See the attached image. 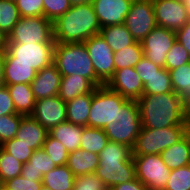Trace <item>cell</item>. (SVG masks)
<instances>
[{
	"mask_svg": "<svg viewBox=\"0 0 190 190\" xmlns=\"http://www.w3.org/2000/svg\"><path fill=\"white\" fill-rule=\"evenodd\" d=\"M142 128L160 129L187 126L184 119L183 98L175 92L142 95L137 100Z\"/></svg>",
	"mask_w": 190,
	"mask_h": 190,
	"instance_id": "6da1fadb",
	"label": "cell"
},
{
	"mask_svg": "<svg viewBox=\"0 0 190 190\" xmlns=\"http://www.w3.org/2000/svg\"><path fill=\"white\" fill-rule=\"evenodd\" d=\"M101 26L92 4L74 5L53 22V38L58 43H83L100 34Z\"/></svg>",
	"mask_w": 190,
	"mask_h": 190,
	"instance_id": "7a4b0ae2",
	"label": "cell"
},
{
	"mask_svg": "<svg viewBox=\"0 0 190 190\" xmlns=\"http://www.w3.org/2000/svg\"><path fill=\"white\" fill-rule=\"evenodd\" d=\"M99 165L95 175L102 180L107 190L136 179L133 150L127 145L109 141L98 154Z\"/></svg>",
	"mask_w": 190,
	"mask_h": 190,
	"instance_id": "3957f363",
	"label": "cell"
},
{
	"mask_svg": "<svg viewBox=\"0 0 190 190\" xmlns=\"http://www.w3.org/2000/svg\"><path fill=\"white\" fill-rule=\"evenodd\" d=\"M61 76L77 75L89 79L96 87L104 84L96 77L84 43H55L54 60Z\"/></svg>",
	"mask_w": 190,
	"mask_h": 190,
	"instance_id": "277c9868",
	"label": "cell"
},
{
	"mask_svg": "<svg viewBox=\"0 0 190 190\" xmlns=\"http://www.w3.org/2000/svg\"><path fill=\"white\" fill-rule=\"evenodd\" d=\"M142 128L140 111L136 100H126L115 110L109 123L103 128L109 141L134 148Z\"/></svg>",
	"mask_w": 190,
	"mask_h": 190,
	"instance_id": "5b68a950",
	"label": "cell"
},
{
	"mask_svg": "<svg viewBox=\"0 0 190 190\" xmlns=\"http://www.w3.org/2000/svg\"><path fill=\"white\" fill-rule=\"evenodd\" d=\"M54 38L48 43L7 44L4 63H24L37 72L50 66L54 60Z\"/></svg>",
	"mask_w": 190,
	"mask_h": 190,
	"instance_id": "8992f818",
	"label": "cell"
},
{
	"mask_svg": "<svg viewBox=\"0 0 190 190\" xmlns=\"http://www.w3.org/2000/svg\"><path fill=\"white\" fill-rule=\"evenodd\" d=\"M186 128L187 126H170L160 129L141 128L132 149L133 155L162 153L185 136Z\"/></svg>",
	"mask_w": 190,
	"mask_h": 190,
	"instance_id": "52a82bcc",
	"label": "cell"
},
{
	"mask_svg": "<svg viewBox=\"0 0 190 190\" xmlns=\"http://www.w3.org/2000/svg\"><path fill=\"white\" fill-rule=\"evenodd\" d=\"M53 22L44 16L21 17L7 36V44L48 43Z\"/></svg>",
	"mask_w": 190,
	"mask_h": 190,
	"instance_id": "ba28073f",
	"label": "cell"
},
{
	"mask_svg": "<svg viewBox=\"0 0 190 190\" xmlns=\"http://www.w3.org/2000/svg\"><path fill=\"white\" fill-rule=\"evenodd\" d=\"M127 99L110 90L106 85L93 91L92 103L88 116V127L103 129L110 122L117 108Z\"/></svg>",
	"mask_w": 190,
	"mask_h": 190,
	"instance_id": "9c48e42d",
	"label": "cell"
},
{
	"mask_svg": "<svg viewBox=\"0 0 190 190\" xmlns=\"http://www.w3.org/2000/svg\"><path fill=\"white\" fill-rule=\"evenodd\" d=\"M136 178L147 190H165L171 170L160 154L133 155Z\"/></svg>",
	"mask_w": 190,
	"mask_h": 190,
	"instance_id": "30bf717a",
	"label": "cell"
},
{
	"mask_svg": "<svg viewBox=\"0 0 190 190\" xmlns=\"http://www.w3.org/2000/svg\"><path fill=\"white\" fill-rule=\"evenodd\" d=\"M124 25L135 41L141 42L157 26L152 0H133Z\"/></svg>",
	"mask_w": 190,
	"mask_h": 190,
	"instance_id": "8fae6325",
	"label": "cell"
},
{
	"mask_svg": "<svg viewBox=\"0 0 190 190\" xmlns=\"http://www.w3.org/2000/svg\"><path fill=\"white\" fill-rule=\"evenodd\" d=\"M83 43L92 60L96 77L106 85L115 72L113 50L101 34H96Z\"/></svg>",
	"mask_w": 190,
	"mask_h": 190,
	"instance_id": "7c38bea8",
	"label": "cell"
},
{
	"mask_svg": "<svg viewBox=\"0 0 190 190\" xmlns=\"http://www.w3.org/2000/svg\"><path fill=\"white\" fill-rule=\"evenodd\" d=\"M176 40V32L156 26L140 43L144 57L165 68L168 51Z\"/></svg>",
	"mask_w": 190,
	"mask_h": 190,
	"instance_id": "4fadbf2b",
	"label": "cell"
},
{
	"mask_svg": "<svg viewBox=\"0 0 190 190\" xmlns=\"http://www.w3.org/2000/svg\"><path fill=\"white\" fill-rule=\"evenodd\" d=\"M152 2L158 27L176 32L190 20L181 0H152Z\"/></svg>",
	"mask_w": 190,
	"mask_h": 190,
	"instance_id": "5bb4252c",
	"label": "cell"
},
{
	"mask_svg": "<svg viewBox=\"0 0 190 190\" xmlns=\"http://www.w3.org/2000/svg\"><path fill=\"white\" fill-rule=\"evenodd\" d=\"M30 116L49 131L56 125L67 121L66 102L58 95L36 100Z\"/></svg>",
	"mask_w": 190,
	"mask_h": 190,
	"instance_id": "9a60e30c",
	"label": "cell"
},
{
	"mask_svg": "<svg viewBox=\"0 0 190 190\" xmlns=\"http://www.w3.org/2000/svg\"><path fill=\"white\" fill-rule=\"evenodd\" d=\"M106 86L128 100H138L143 95V83L135 68L115 70Z\"/></svg>",
	"mask_w": 190,
	"mask_h": 190,
	"instance_id": "2e32d148",
	"label": "cell"
},
{
	"mask_svg": "<svg viewBox=\"0 0 190 190\" xmlns=\"http://www.w3.org/2000/svg\"><path fill=\"white\" fill-rule=\"evenodd\" d=\"M133 0H93L92 5L102 27L124 24Z\"/></svg>",
	"mask_w": 190,
	"mask_h": 190,
	"instance_id": "e0dca14e",
	"label": "cell"
},
{
	"mask_svg": "<svg viewBox=\"0 0 190 190\" xmlns=\"http://www.w3.org/2000/svg\"><path fill=\"white\" fill-rule=\"evenodd\" d=\"M61 79L62 76L54 63L38 71L30 83L35 100L58 95Z\"/></svg>",
	"mask_w": 190,
	"mask_h": 190,
	"instance_id": "ac0fdd59",
	"label": "cell"
},
{
	"mask_svg": "<svg viewBox=\"0 0 190 190\" xmlns=\"http://www.w3.org/2000/svg\"><path fill=\"white\" fill-rule=\"evenodd\" d=\"M48 130L31 116H24L16 133L19 142L28 145V148L37 150L42 148Z\"/></svg>",
	"mask_w": 190,
	"mask_h": 190,
	"instance_id": "d6986e66",
	"label": "cell"
},
{
	"mask_svg": "<svg viewBox=\"0 0 190 190\" xmlns=\"http://www.w3.org/2000/svg\"><path fill=\"white\" fill-rule=\"evenodd\" d=\"M83 126L64 121L48 131V134L65 146L68 153L80 149Z\"/></svg>",
	"mask_w": 190,
	"mask_h": 190,
	"instance_id": "ffe728a7",
	"label": "cell"
},
{
	"mask_svg": "<svg viewBox=\"0 0 190 190\" xmlns=\"http://www.w3.org/2000/svg\"><path fill=\"white\" fill-rule=\"evenodd\" d=\"M75 177L95 173L99 165V156L96 153L78 149L68 154L67 164Z\"/></svg>",
	"mask_w": 190,
	"mask_h": 190,
	"instance_id": "44dd1931",
	"label": "cell"
},
{
	"mask_svg": "<svg viewBox=\"0 0 190 190\" xmlns=\"http://www.w3.org/2000/svg\"><path fill=\"white\" fill-rule=\"evenodd\" d=\"M97 87L87 78L77 75L62 76L58 96L64 101L93 92Z\"/></svg>",
	"mask_w": 190,
	"mask_h": 190,
	"instance_id": "7402d4cb",
	"label": "cell"
},
{
	"mask_svg": "<svg viewBox=\"0 0 190 190\" xmlns=\"http://www.w3.org/2000/svg\"><path fill=\"white\" fill-rule=\"evenodd\" d=\"M57 166L43 148L33 152L29 161L23 164L21 176L24 178H34L36 181H42L43 175L50 172Z\"/></svg>",
	"mask_w": 190,
	"mask_h": 190,
	"instance_id": "603a6c76",
	"label": "cell"
},
{
	"mask_svg": "<svg viewBox=\"0 0 190 190\" xmlns=\"http://www.w3.org/2000/svg\"><path fill=\"white\" fill-rule=\"evenodd\" d=\"M5 86H7L10 92L16 113L24 116H30L36 103L31 85L19 83Z\"/></svg>",
	"mask_w": 190,
	"mask_h": 190,
	"instance_id": "cb8c5ba5",
	"label": "cell"
},
{
	"mask_svg": "<svg viewBox=\"0 0 190 190\" xmlns=\"http://www.w3.org/2000/svg\"><path fill=\"white\" fill-rule=\"evenodd\" d=\"M93 92L76 96L66 102L67 121L74 125L88 127V116L92 103Z\"/></svg>",
	"mask_w": 190,
	"mask_h": 190,
	"instance_id": "d4e9b609",
	"label": "cell"
},
{
	"mask_svg": "<svg viewBox=\"0 0 190 190\" xmlns=\"http://www.w3.org/2000/svg\"><path fill=\"white\" fill-rule=\"evenodd\" d=\"M170 170L190 165V147L186 136L160 153Z\"/></svg>",
	"mask_w": 190,
	"mask_h": 190,
	"instance_id": "484cf974",
	"label": "cell"
},
{
	"mask_svg": "<svg viewBox=\"0 0 190 190\" xmlns=\"http://www.w3.org/2000/svg\"><path fill=\"white\" fill-rule=\"evenodd\" d=\"M76 177L67 165L57 166L43 175L42 184L51 190H73Z\"/></svg>",
	"mask_w": 190,
	"mask_h": 190,
	"instance_id": "4316f807",
	"label": "cell"
},
{
	"mask_svg": "<svg viewBox=\"0 0 190 190\" xmlns=\"http://www.w3.org/2000/svg\"><path fill=\"white\" fill-rule=\"evenodd\" d=\"M100 34L113 52L123 50L136 42L124 24L102 27Z\"/></svg>",
	"mask_w": 190,
	"mask_h": 190,
	"instance_id": "83f0119b",
	"label": "cell"
},
{
	"mask_svg": "<svg viewBox=\"0 0 190 190\" xmlns=\"http://www.w3.org/2000/svg\"><path fill=\"white\" fill-rule=\"evenodd\" d=\"M37 71L24 63H4V85L30 84Z\"/></svg>",
	"mask_w": 190,
	"mask_h": 190,
	"instance_id": "f1b7e54d",
	"label": "cell"
},
{
	"mask_svg": "<svg viewBox=\"0 0 190 190\" xmlns=\"http://www.w3.org/2000/svg\"><path fill=\"white\" fill-rule=\"evenodd\" d=\"M80 149L99 154L109 142V139L101 128L84 127L81 136Z\"/></svg>",
	"mask_w": 190,
	"mask_h": 190,
	"instance_id": "f546056e",
	"label": "cell"
},
{
	"mask_svg": "<svg viewBox=\"0 0 190 190\" xmlns=\"http://www.w3.org/2000/svg\"><path fill=\"white\" fill-rule=\"evenodd\" d=\"M144 57V52L139 41L125 47L123 50L114 52L115 70L132 67Z\"/></svg>",
	"mask_w": 190,
	"mask_h": 190,
	"instance_id": "4dcf8cb0",
	"label": "cell"
},
{
	"mask_svg": "<svg viewBox=\"0 0 190 190\" xmlns=\"http://www.w3.org/2000/svg\"><path fill=\"white\" fill-rule=\"evenodd\" d=\"M174 92L171 84L169 71L161 67L148 82L144 84L143 95H154Z\"/></svg>",
	"mask_w": 190,
	"mask_h": 190,
	"instance_id": "1f68e13d",
	"label": "cell"
},
{
	"mask_svg": "<svg viewBox=\"0 0 190 190\" xmlns=\"http://www.w3.org/2000/svg\"><path fill=\"white\" fill-rule=\"evenodd\" d=\"M173 91L181 98L190 94V62L169 70Z\"/></svg>",
	"mask_w": 190,
	"mask_h": 190,
	"instance_id": "d6a6232c",
	"label": "cell"
},
{
	"mask_svg": "<svg viewBox=\"0 0 190 190\" xmlns=\"http://www.w3.org/2000/svg\"><path fill=\"white\" fill-rule=\"evenodd\" d=\"M21 18L15 1L0 0V30L8 36Z\"/></svg>",
	"mask_w": 190,
	"mask_h": 190,
	"instance_id": "836d02e7",
	"label": "cell"
},
{
	"mask_svg": "<svg viewBox=\"0 0 190 190\" xmlns=\"http://www.w3.org/2000/svg\"><path fill=\"white\" fill-rule=\"evenodd\" d=\"M23 169V163L5 152L0 147V179L6 182L17 176H20Z\"/></svg>",
	"mask_w": 190,
	"mask_h": 190,
	"instance_id": "e575fe53",
	"label": "cell"
},
{
	"mask_svg": "<svg viewBox=\"0 0 190 190\" xmlns=\"http://www.w3.org/2000/svg\"><path fill=\"white\" fill-rule=\"evenodd\" d=\"M23 117L18 113L0 116V145L16 137Z\"/></svg>",
	"mask_w": 190,
	"mask_h": 190,
	"instance_id": "d590c367",
	"label": "cell"
},
{
	"mask_svg": "<svg viewBox=\"0 0 190 190\" xmlns=\"http://www.w3.org/2000/svg\"><path fill=\"white\" fill-rule=\"evenodd\" d=\"M43 150L52 158L56 166L66 165L68 161V151L57 139L52 138L49 134L42 146Z\"/></svg>",
	"mask_w": 190,
	"mask_h": 190,
	"instance_id": "8d00e7d4",
	"label": "cell"
},
{
	"mask_svg": "<svg viewBox=\"0 0 190 190\" xmlns=\"http://www.w3.org/2000/svg\"><path fill=\"white\" fill-rule=\"evenodd\" d=\"M165 190H190V165L171 170Z\"/></svg>",
	"mask_w": 190,
	"mask_h": 190,
	"instance_id": "74e56055",
	"label": "cell"
},
{
	"mask_svg": "<svg viewBox=\"0 0 190 190\" xmlns=\"http://www.w3.org/2000/svg\"><path fill=\"white\" fill-rule=\"evenodd\" d=\"M189 62L190 54L177 40H175L172 48L167 53L165 68L169 71Z\"/></svg>",
	"mask_w": 190,
	"mask_h": 190,
	"instance_id": "f35d334b",
	"label": "cell"
},
{
	"mask_svg": "<svg viewBox=\"0 0 190 190\" xmlns=\"http://www.w3.org/2000/svg\"><path fill=\"white\" fill-rule=\"evenodd\" d=\"M0 147L23 164L29 161V158L35 151L28 148V145L19 142L17 138L4 142Z\"/></svg>",
	"mask_w": 190,
	"mask_h": 190,
	"instance_id": "ab89813d",
	"label": "cell"
},
{
	"mask_svg": "<svg viewBox=\"0 0 190 190\" xmlns=\"http://www.w3.org/2000/svg\"><path fill=\"white\" fill-rule=\"evenodd\" d=\"M71 8L69 0H43V16L54 22Z\"/></svg>",
	"mask_w": 190,
	"mask_h": 190,
	"instance_id": "60d3db41",
	"label": "cell"
},
{
	"mask_svg": "<svg viewBox=\"0 0 190 190\" xmlns=\"http://www.w3.org/2000/svg\"><path fill=\"white\" fill-rule=\"evenodd\" d=\"M42 181H36L34 178H24L21 175L4 182L6 190H41Z\"/></svg>",
	"mask_w": 190,
	"mask_h": 190,
	"instance_id": "b9f144b4",
	"label": "cell"
},
{
	"mask_svg": "<svg viewBox=\"0 0 190 190\" xmlns=\"http://www.w3.org/2000/svg\"><path fill=\"white\" fill-rule=\"evenodd\" d=\"M21 17L43 16V0H16Z\"/></svg>",
	"mask_w": 190,
	"mask_h": 190,
	"instance_id": "7bdbcfd3",
	"label": "cell"
},
{
	"mask_svg": "<svg viewBox=\"0 0 190 190\" xmlns=\"http://www.w3.org/2000/svg\"><path fill=\"white\" fill-rule=\"evenodd\" d=\"M73 190H107L94 173L76 177Z\"/></svg>",
	"mask_w": 190,
	"mask_h": 190,
	"instance_id": "ee69618b",
	"label": "cell"
},
{
	"mask_svg": "<svg viewBox=\"0 0 190 190\" xmlns=\"http://www.w3.org/2000/svg\"><path fill=\"white\" fill-rule=\"evenodd\" d=\"M135 70L139 75L143 85L148 82V79L151 78L158 70L161 68L154 64L152 61L143 57L136 65Z\"/></svg>",
	"mask_w": 190,
	"mask_h": 190,
	"instance_id": "f6af8a7d",
	"label": "cell"
},
{
	"mask_svg": "<svg viewBox=\"0 0 190 190\" xmlns=\"http://www.w3.org/2000/svg\"><path fill=\"white\" fill-rule=\"evenodd\" d=\"M15 106L7 86L0 87V116L15 114Z\"/></svg>",
	"mask_w": 190,
	"mask_h": 190,
	"instance_id": "bcb514c9",
	"label": "cell"
},
{
	"mask_svg": "<svg viewBox=\"0 0 190 190\" xmlns=\"http://www.w3.org/2000/svg\"><path fill=\"white\" fill-rule=\"evenodd\" d=\"M176 40L190 54V20L181 29L176 31Z\"/></svg>",
	"mask_w": 190,
	"mask_h": 190,
	"instance_id": "7dc6e473",
	"label": "cell"
},
{
	"mask_svg": "<svg viewBox=\"0 0 190 190\" xmlns=\"http://www.w3.org/2000/svg\"><path fill=\"white\" fill-rule=\"evenodd\" d=\"M109 190H147L146 186L137 178L119 185H115Z\"/></svg>",
	"mask_w": 190,
	"mask_h": 190,
	"instance_id": "c3c4849f",
	"label": "cell"
},
{
	"mask_svg": "<svg viewBox=\"0 0 190 190\" xmlns=\"http://www.w3.org/2000/svg\"><path fill=\"white\" fill-rule=\"evenodd\" d=\"M184 119L186 123H190V94L183 99Z\"/></svg>",
	"mask_w": 190,
	"mask_h": 190,
	"instance_id": "681fc988",
	"label": "cell"
},
{
	"mask_svg": "<svg viewBox=\"0 0 190 190\" xmlns=\"http://www.w3.org/2000/svg\"><path fill=\"white\" fill-rule=\"evenodd\" d=\"M4 85V51H0V87Z\"/></svg>",
	"mask_w": 190,
	"mask_h": 190,
	"instance_id": "f907efd6",
	"label": "cell"
},
{
	"mask_svg": "<svg viewBox=\"0 0 190 190\" xmlns=\"http://www.w3.org/2000/svg\"><path fill=\"white\" fill-rule=\"evenodd\" d=\"M7 45V36L0 30V51H4Z\"/></svg>",
	"mask_w": 190,
	"mask_h": 190,
	"instance_id": "816d5d0a",
	"label": "cell"
},
{
	"mask_svg": "<svg viewBox=\"0 0 190 190\" xmlns=\"http://www.w3.org/2000/svg\"><path fill=\"white\" fill-rule=\"evenodd\" d=\"M70 5L92 4L93 0H69Z\"/></svg>",
	"mask_w": 190,
	"mask_h": 190,
	"instance_id": "f5cc1de1",
	"label": "cell"
},
{
	"mask_svg": "<svg viewBox=\"0 0 190 190\" xmlns=\"http://www.w3.org/2000/svg\"><path fill=\"white\" fill-rule=\"evenodd\" d=\"M186 8L188 16L190 18V0H181Z\"/></svg>",
	"mask_w": 190,
	"mask_h": 190,
	"instance_id": "db71d44e",
	"label": "cell"
},
{
	"mask_svg": "<svg viewBox=\"0 0 190 190\" xmlns=\"http://www.w3.org/2000/svg\"><path fill=\"white\" fill-rule=\"evenodd\" d=\"M185 136L188 140V143H189V147H190V123H187V128H186V131H185Z\"/></svg>",
	"mask_w": 190,
	"mask_h": 190,
	"instance_id": "11a10c76",
	"label": "cell"
},
{
	"mask_svg": "<svg viewBox=\"0 0 190 190\" xmlns=\"http://www.w3.org/2000/svg\"><path fill=\"white\" fill-rule=\"evenodd\" d=\"M4 189V183L2 182V180L0 179V190Z\"/></svg>",
	"mask_w": 190,
	"mask_h": 190,
	"instance_id": "9f6ffc18",
	"label": "cell"
},
{
	"mask_svg": "<svg viewBox=\"0 0 190 190\" xmlns=\"http://www.w3.org/2000/svg\"><path fill=\"white\" fill-rule=\"evenodd\" d=\"M41 190H51V189H48V188L43 186Z\"/></svg>",
	"mask_w": 190,
	"mask_h": 190,
	"instance_id": "6f0895ef",
	"label": "cell"
}]
</instances>
